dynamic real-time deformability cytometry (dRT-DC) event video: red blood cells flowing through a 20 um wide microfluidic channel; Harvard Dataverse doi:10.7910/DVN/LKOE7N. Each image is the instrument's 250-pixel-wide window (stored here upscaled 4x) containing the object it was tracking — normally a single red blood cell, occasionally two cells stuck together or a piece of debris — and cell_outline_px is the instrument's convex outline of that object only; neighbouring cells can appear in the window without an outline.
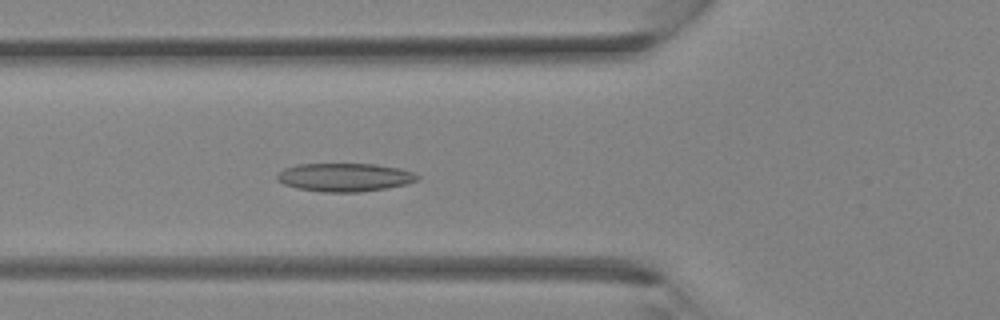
{"species": "Egyptian fruit bat (a non-hibernating species)", "species_latin": "Rousettus aegyptiacus", "temperature_condition": "room temperature", "stored_images_in_passage": 36, "camera_frame_rate_fps": 3000, "um_per_image_px": 0.085, "animal": {"sex": "female"}, "frame": {"image": 1, "passage_image": 13, "time_ms": 4.0, "image_size_px": [1000, 320], "cell_outline_px": [[420, 176], [416, 180], [408, 184], [360, 192], [320, 192], [296, 188], [284, 184], [276, 180], [276, 176], [284, 168], [296, 164], [376, 164], [400, 168], [412, 172]], "centroid_in_image_um": [29.27, 15.07], "position_along_channel_um": 96.5, "area_um2": 23.24}}
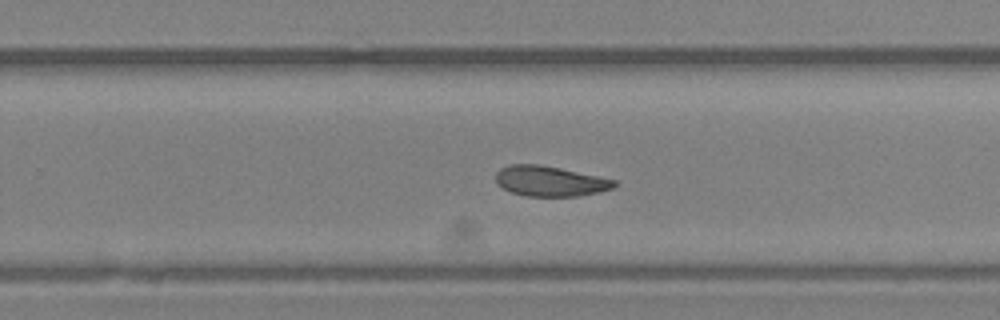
{"frame": {"image": 2, "passage_image": 23, "time_ms": 7.333, "image_size_px": [1000, 320], "cell_outline_px": [[616, 184], [612, 188], [600, 192], [580, 196], [528, 196], [512, 192], [504, 188], [496, 180], [496, 172], [500, 168], [508, 164], [540, 164], [560, 168], [616, 180]], "centroid_in_image_um": [46.75, 15.39], "position_along_channel_um": 283.0, "area_um2": 20.75}}
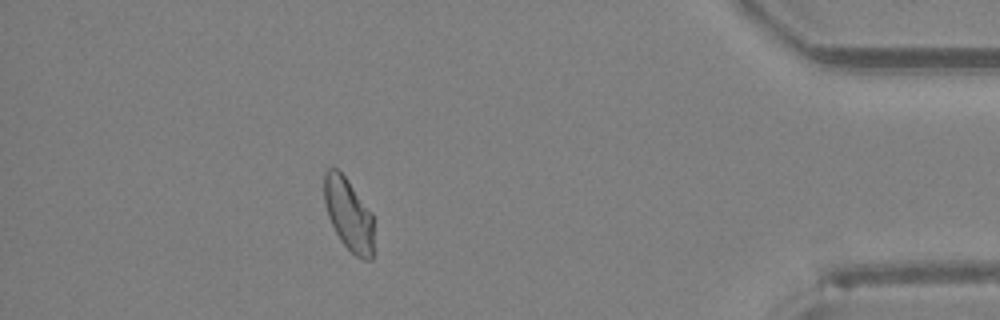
{"frame": {"image": 3, "passage_image": 32, "time_ms": 10.333, "image_size_px": [1000, 320], "cell_outline_px": [[372, 260], [364, 260], [356, 256], [340, 240], [328, 216], [324, 204], [324, 172], [328, 168], [336, 168], [344, 176], [372, 212]], "centroid_in_image_um": [29.61, 18.21], "position_along_channel_um": 405.6, "area_um2": 20.63}}